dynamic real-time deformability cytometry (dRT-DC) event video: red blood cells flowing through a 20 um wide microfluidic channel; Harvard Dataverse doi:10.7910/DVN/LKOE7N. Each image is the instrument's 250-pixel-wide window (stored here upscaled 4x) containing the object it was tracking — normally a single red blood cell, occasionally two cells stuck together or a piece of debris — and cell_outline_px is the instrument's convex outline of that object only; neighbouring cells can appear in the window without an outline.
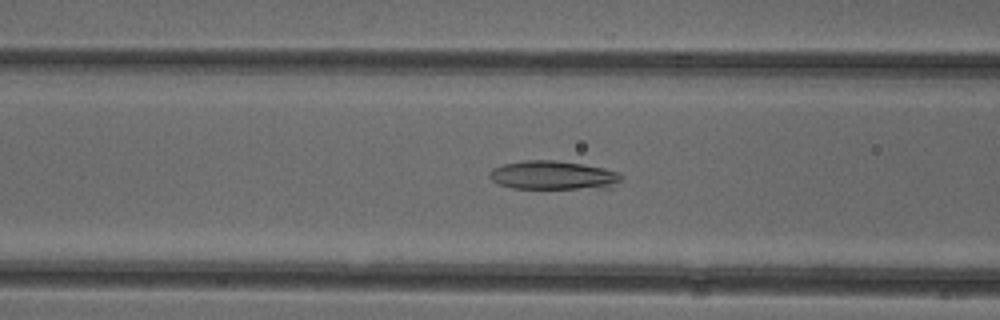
{"species": "common noctule bat (a hibernating species)", "species_latin": "Nyctalus noctula", "temperature_condition": "cold", "stored_images_in_passage": 16, "camera_frame_rate_fps": 3000, "um_per_image_px": 0.085, "animal": {"sex": "female"}, "frame": {"image": 1, "passage_image": 9, "time_ms": 2.667, "image_size_px": [1000, 320], "cell_outline_px": [[624, 176], [612, 188], [512, 188], [500, 184], [492, 180], [488, 176], [488, 172], [492, 168], [500, 164], [524, 160], [556, 160], [584, 164], [604, 168], [616, 172]], "centroid_in_image_um": [47.0, 14.89], "position_along_channel_um": 119.6, "area_um2": 22.25}}
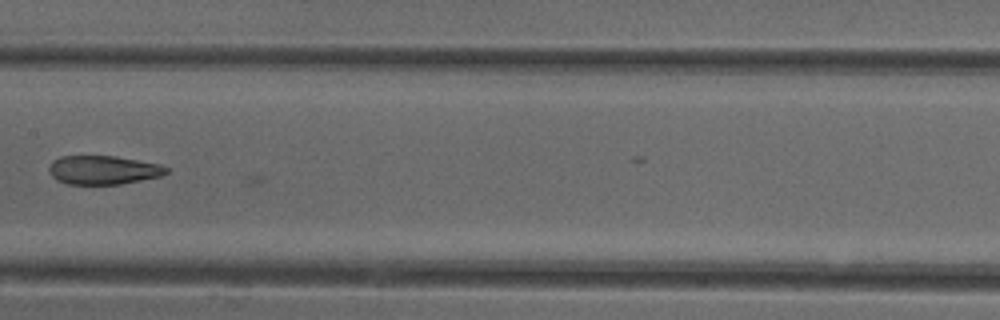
{"frame": {"image": 2, "passage_image": 15, "time_ms": 4.667, "image_size_px": [1000, 320], "cell_outline_px": [[168, 172], [160, 176], [120, 184], [68, 184], [56, 180], [52, 176], [48, 168], [52, 160], [60, 156], [116, 156], [160, 164], [168, 168]], "centroid_in_image_um": [8.75, 14.44], "position_along_channel_um": 198.7, "area_um2": 19.65}}